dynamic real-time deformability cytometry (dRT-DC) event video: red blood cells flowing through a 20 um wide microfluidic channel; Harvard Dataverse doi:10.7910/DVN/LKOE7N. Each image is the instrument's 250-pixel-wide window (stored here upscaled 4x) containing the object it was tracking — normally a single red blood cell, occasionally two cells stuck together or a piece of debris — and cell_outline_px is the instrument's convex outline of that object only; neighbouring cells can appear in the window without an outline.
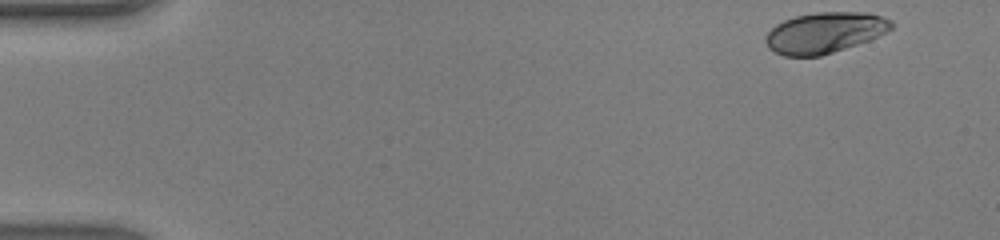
{"species": "human", "species_latin": "Homo sapiens", "temperature_condition": "warm", "stored_images_in_passage": 46, "camera_frame_rate_fps": 3000, "um_per_image_px": 0.085, "donor": {"sex": "male"}, "frame": {"image": 1, "passage_image": 1, "time_ms": 0.0, "image_size_px": [1000, 240], "cell_outline_px": [[892, 28], [868, 40], [820, 56], [784, 56], [768, 48], [764, 40], [768, 32], [776, 24], [784, 20], [796, 16], [816, 12], [868, 12], [892, 20]], "centroid_in_image_um": [70.06, 2.77], "position_along_channel_um": 14.9, "area_um2": 29.59}}
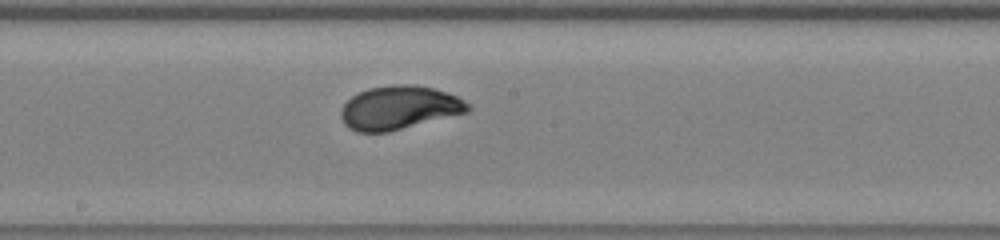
{"frame": {"image": 2, "passage_image": 24, "time_ms": 7.667, "image_size_px": [1000, 240], "cell_outline_px": [[472, 108], [468, 112], [388, 132], [356, 132], [348, 128], [344, 124], [340, 116], [340, 108], [352, 96], [368, 88], [392, 84], [412, 84], [432, 88], [456, 96], [464, 100]], "centroid_in_image_um": [33.89, 9.16], "position_along_channel_um": 214.3, "area_um2": 32.25}}
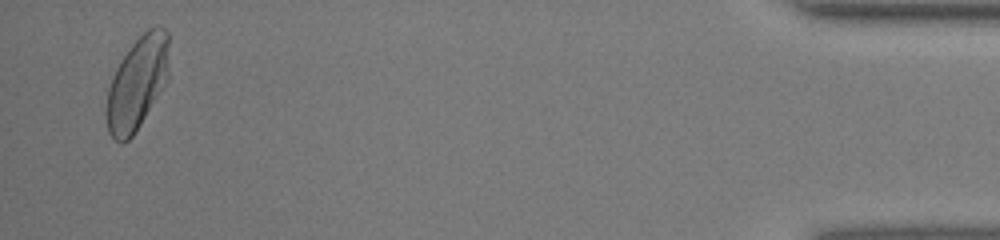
{"frame": {"image": 3, "passage_image": 44, "time_ms": 14.333, "image_size_px": [1000, 240], "cell_outline_px": [[168, 80], [140, 124], [132, 136], [128, 140], [120, 144], [108, 132], [104, 112], [108, 88], [112, 76], [120, 60], [132, 44], [148, 28], [156, 24], [160, 24], [168, 32]], "centroid_in_image_um": [11.65, 7.06], "position_along_channel_um": 423.6, "area_um2": 34.16}, "authors_computed_cell_mechanics": {"area_um2": 31.4721, "velocity_mm_per_s": 4.3462, "shape_relaxation_time_tau1_ms": 2.0879, "shape_relaxation_time_tau2_ms": null, "deformation_change_tau1": 0.1619, "deformation_change_tau2": null}}